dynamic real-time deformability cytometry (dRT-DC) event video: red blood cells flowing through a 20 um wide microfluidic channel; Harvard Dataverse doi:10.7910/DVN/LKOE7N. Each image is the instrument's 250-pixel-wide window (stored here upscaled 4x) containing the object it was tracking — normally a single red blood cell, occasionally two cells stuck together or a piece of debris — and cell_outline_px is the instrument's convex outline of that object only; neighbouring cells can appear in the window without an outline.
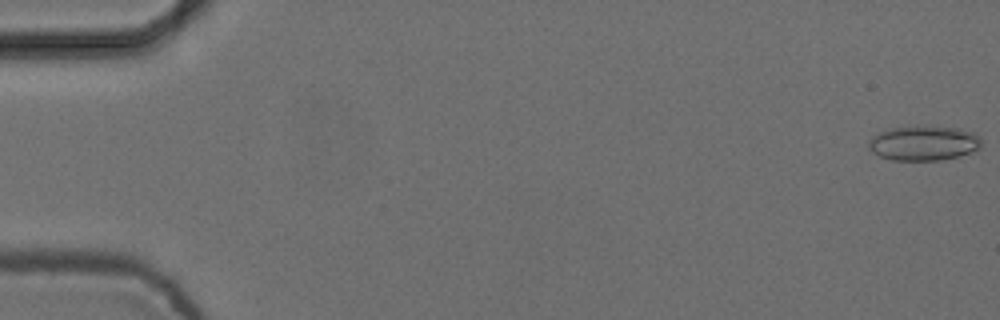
{"species": "common noctule bat (a hibernating species)", "species_latin": "Nyctalus noctula", "temperature_condition": "cold", "stored_images_in_passage": 4, "camera_frame_rate_fps": 3000, "um_per_image_px": 0.085, "animal": {"sex": "female", "body_mass_g": 24.6, "forearm_length_mm": 56.2}, "frame": {"image": 1, "passage_image": 1, "time_ms": 0.0, "image_size_px": [1000, 320], "cell_outline_px": [[980, 148], [956, 156], [940, 160], [892, 160], [880, 156], [872, 152], [868, 148], [868, 140], [872, 136], [888, 128], [960, 128], [976, 132], [980, 136]], "centroid_in_image_um": [78.49, 12.18], "position_along_channel_um": 6.5, "area_um2": 22.31}}